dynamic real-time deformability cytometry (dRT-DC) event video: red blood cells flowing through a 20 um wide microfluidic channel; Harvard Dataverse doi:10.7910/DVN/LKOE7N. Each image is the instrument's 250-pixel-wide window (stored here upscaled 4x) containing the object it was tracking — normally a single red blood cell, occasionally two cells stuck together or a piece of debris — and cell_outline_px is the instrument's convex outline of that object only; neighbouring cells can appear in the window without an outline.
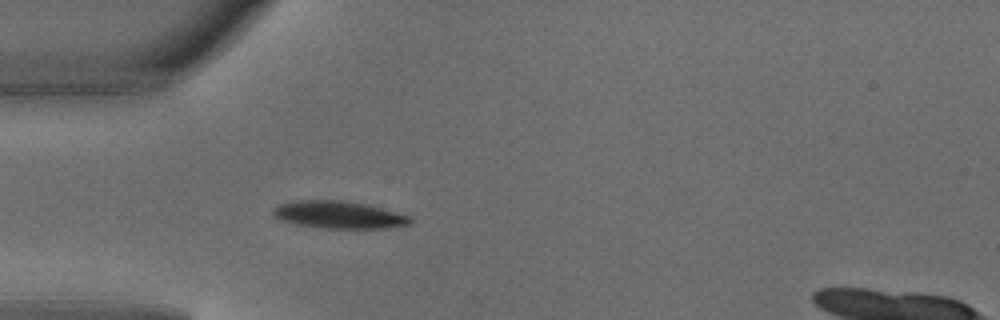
{"species": "common noctule bat (a hibernating species)", "species_latin": "Nyctalus noctula", "temperature_condition": "warm", "stored_images_in_passage": 4, "camera_frame_rate_fps": 3000, "um_per_image_px": 0.085, "animal": {"sex": "male", "body_mass_g": 18.8}, "frame": {"image": 1, "passage_image": 4, "time_ms": 1.0, "image_size_px": [1000, 320], "cell_outline_px": [[412, 224], [384, 228], [324, 228], [296, 224], [280, 220], [272, 212], [272, 208], [280, 204], [300, 200], [344, 200], [368, 204], [412, 216]], "centroid_in_image_um": [28.84, 18.25], "position_along_channel_um": 56.2, "area_um2": 21.96}}